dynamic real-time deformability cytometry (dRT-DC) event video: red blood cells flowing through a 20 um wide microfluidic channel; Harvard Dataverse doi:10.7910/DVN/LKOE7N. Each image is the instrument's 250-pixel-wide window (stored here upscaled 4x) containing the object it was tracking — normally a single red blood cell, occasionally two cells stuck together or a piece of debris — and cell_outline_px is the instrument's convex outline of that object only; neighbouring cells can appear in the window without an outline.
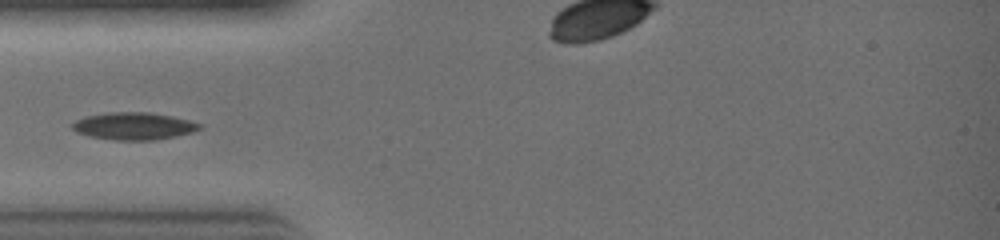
{"species": "common noctule bat (a hibernating species)", "species_latin": "Nyctalus noctula", "temperature_condition": "warm", "stored_images_in_passage": 13, "camera_frame_rate_fps": 3000, "um_per_image_px": 0.085, "animal": {"sex": "female", "body_mass_g": 19.0, "forearm_length_mm": 51.5}, "frame": {"image": 1, "passage_image": 3, "time_ms": 0.667, "image_size_px": [1000, 240], "cell_outline_px": [[204, 124], [200, 128], [192, 132], [176, 136], [152, 140], [116, 140], [88, 136], [76, 132], [72, 128], [72, 124], [76, 120], [88, 116], [108, 112], [148, 112], [172, 116]], "centroid_in_image_um": [11.38, 10.71], "position_along_channel_um": 73.6, "area_um2": 20.17}}
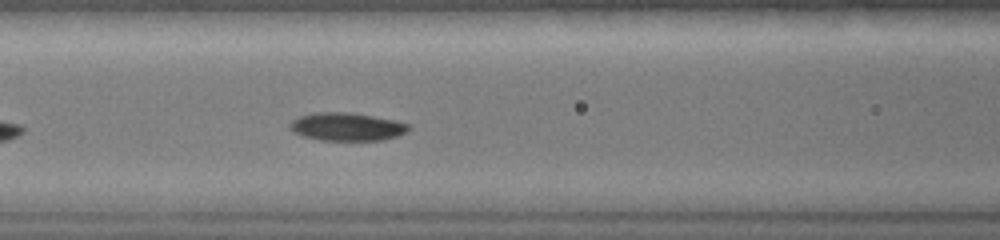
{"frame": {"image": 2, "passage_image": 6, "time_ms": 1.667, "image_size_px": [1000, 240], "cell_outline_px": [[412, 128], [396, 136], [384, 140], [320, 140], [304, 136], [296, 132], [288, 124], [292, 120], [300, 116], [312, 112], [352, 112], [396, 120], [412, 124]], "centroid_in_image_um": [29.53, 10.75], "position_along_channel_um": 137.1, "area_um2": 19.48}}